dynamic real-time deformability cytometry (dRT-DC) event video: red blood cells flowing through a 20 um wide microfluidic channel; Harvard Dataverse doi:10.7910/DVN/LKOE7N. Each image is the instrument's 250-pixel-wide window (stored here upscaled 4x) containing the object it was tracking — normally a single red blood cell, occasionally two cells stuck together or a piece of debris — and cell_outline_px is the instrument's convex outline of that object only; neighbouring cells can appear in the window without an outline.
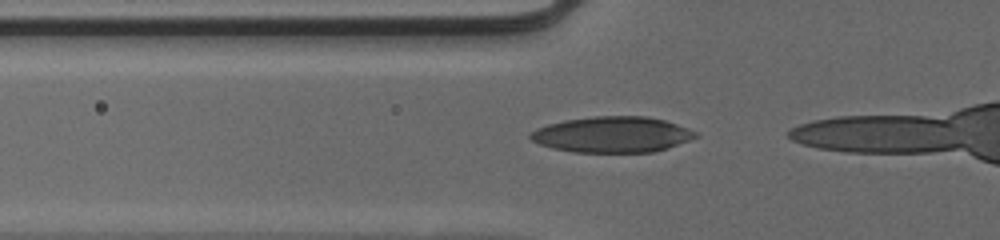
{"species": "human", "species_latin": "Homo sapiens", "temperature_condition": "cold", "stored_images_in_passage": 20, "camera_frame_rate_fps": 3000, "um_per_image_px": 0.085, "donor": {"sex": "male"}, "frame": {"image": 1, "passage_image": 14, "time_ms": 4.333, "image_size_px": [1000, 240], "cell_outline_px": [[700, 136], [652, 152], [572, 152], [552, 148], [540, 144], [532, 140], [528, 136], [536, 128], [548, 124], [564, 120], [592, 116], [648, 116], [664, 120], [688, 128], [696, 132]], "centroid_in_image_um": [52.01, 11.42], "position_along_channel_um": 73.8, "area_um2": 34.33}}
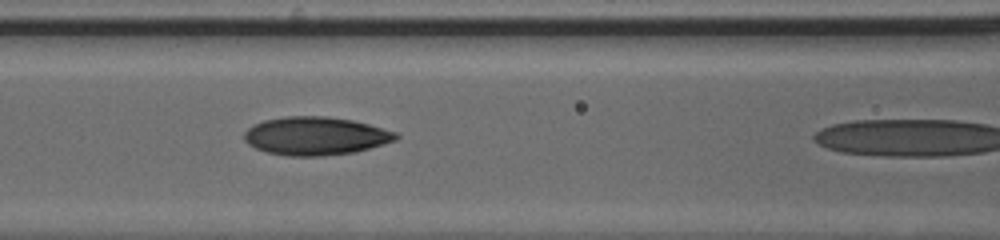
{"frame": {"image": 2, "passage_image": 19, "time_ms": 6.0, "image_size_px": [1000, 240], "cell_outline_px": [[400, 136], [396, 140], [356, 152], [320, 156], [288, 156], [268, 152], [256, 148], [248, 144], [244, 140], [244, 132], [248, 128], [264, 120], [284, 116], [324, 116], [352, 120], [368, 124], [396, 132]], "centroid_in_image_um": [26.82, 11.56], "position_along_channel_um": 139.8, "area_um2": 33.7}}